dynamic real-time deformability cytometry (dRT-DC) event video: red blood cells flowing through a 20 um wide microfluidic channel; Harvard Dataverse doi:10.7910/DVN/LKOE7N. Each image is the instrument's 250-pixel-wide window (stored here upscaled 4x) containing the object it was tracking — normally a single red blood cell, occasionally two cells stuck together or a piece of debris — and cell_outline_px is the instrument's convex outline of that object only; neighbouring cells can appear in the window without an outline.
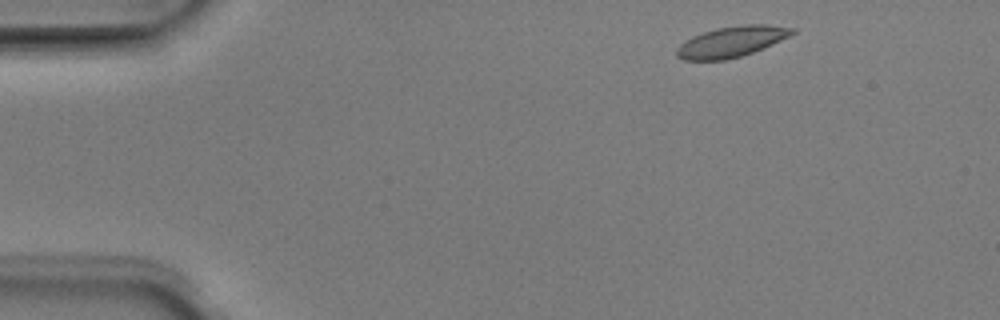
{"species": "Egyptian fruit bat (a non-hibernating species)", "species_latin": "Rousettus aegyptiacus", "temperature_condition": "room temperature", "stored_images_in_passage": 4, "camera_frame_rate_fps": 3000, "um_per_image_px": 0.085, "animal": {"sex": "male"}, "frame": {"image": 1, "passage_image": 1, "time_ms": 0.0, "image_size_px": [1000, 320], "cell_outline_px": [[796, 32], [788, 36], [752, 52], [740, 56], [724, 60], [684, 60], [676, 56], [676, 48], [680, 44], [692, 36], [716, 28], [744, 24], [768, 24], [796, 28]], "centroid_in_image_um": [62.15, 3.53], "position_along_channel_um": 22.9, "area_um2": 20.46}}
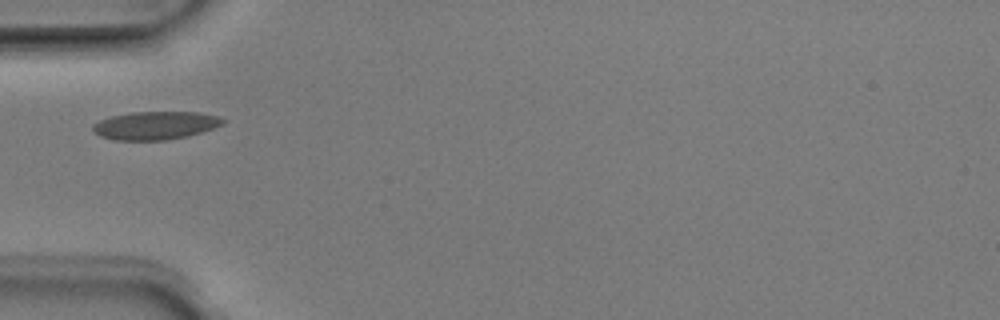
{"frame": {"image": 2, "passage_image": 4, "time_ms": 1.0, "image_size_px": [1000, 320], "cell_outline_px": [[224, 124], [188, 136], [168, 140], [112, 140], [100, 136], [92, 132], [92, 124], [100, 120], [112, 116], [132, 112], [200, 112], [220, 116], [224, 120]], "centroid_in_image_um": [13.18, 10.66], "position_along_channel_um": 71.8, "area_um2": 21.44}}